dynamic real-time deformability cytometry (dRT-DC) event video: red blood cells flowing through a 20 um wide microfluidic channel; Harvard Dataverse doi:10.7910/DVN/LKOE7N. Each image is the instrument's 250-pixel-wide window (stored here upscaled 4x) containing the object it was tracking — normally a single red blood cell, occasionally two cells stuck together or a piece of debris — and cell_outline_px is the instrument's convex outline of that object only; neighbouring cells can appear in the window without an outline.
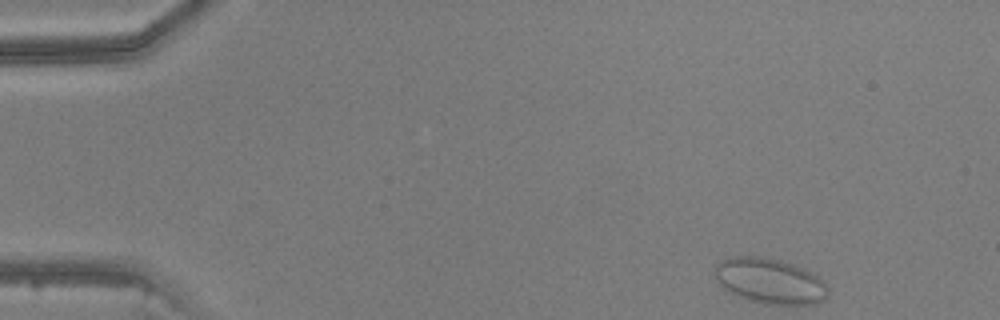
{"species": "common noctule bat (a hibernating species)", "species_latin": "Nyctalus noctula", "temperature_condition": "warm", "stored_images_in_passage": 43, "camera_frame_rate_fps": 3000, "um_per_image_px": 0.085, "animal": {"sex": "male", "body_mass_g": 20.5, "forearm_length_mm": 52.5}, "frame": {"image": 1, "passage_image": 1, "time_ms": 0.0, "image_size_px": [1000, 320], "cell_outline_px": [[828, 296], [824, 300], [816, 304], [764, 304], [748, 300], [728, 292], [716, 280], [716, 264], [720, 260], [732, 256], [756, 256], [776, 260], [792, 264], [804, 268], [816, 276], [824, 284], [828, 292]], "centroid_in_image_um": [65.41, 23.9], "position_along_channel_um": 19.6, "area_um2": 29.71}}
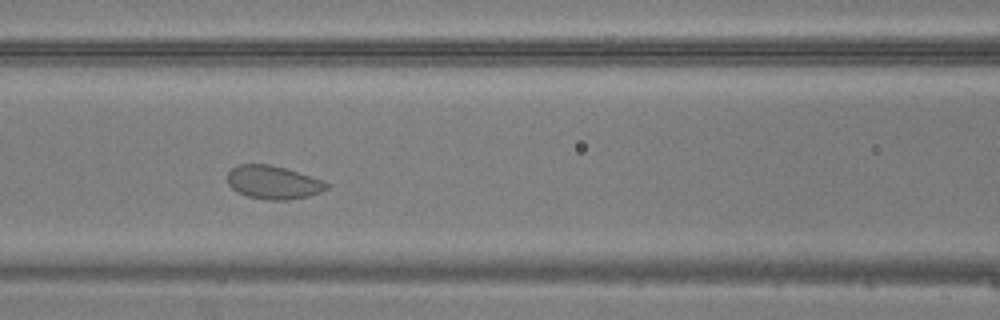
{"frame": {"image": 2, "passage_image": 17, "time_ms": 5.333, "image_size_px": [1000, 320], "cell_outline_px": [[328, 188], [320, 192], [308, 196], [288, 200], [264, 200], [248, 196], [232, 188], [228, 184], [228, 172], [236, 164], [268, 164], [284, 168], [320, 180], [328, 184]], "centroid_in_image_um": [23.18, 15.51], "position_along_channel_um": 143.4, "area_um2": 18.96}}
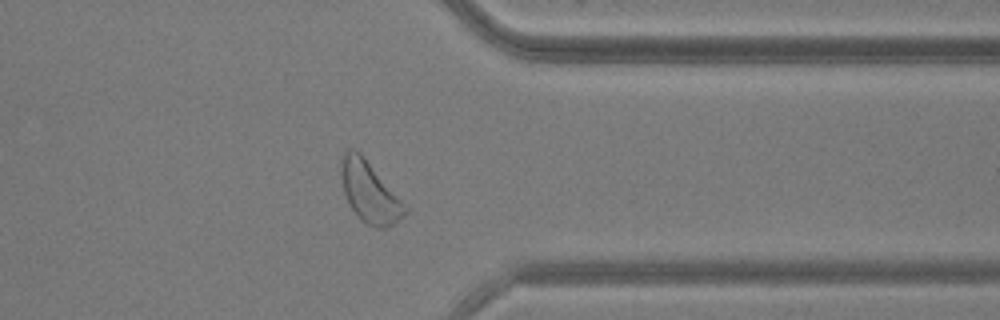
{"frame": {"image": 3, "passage_image": 34, "time_ms": 11.0, "image_size_px": [1000, 320], "cell_outline_px": [[408, 212], [404, 216], [392, 224], [384, 228], [376, 228], [360, 220], [348, 204], [344, 192], [340, 176], [340, 168], [344, 152], [348, 148], [352, 148], [360, 152], [408, 208]], "centroid_in_image_um": [31.38, 16.33], "position_along_channel_um": 380.0, "area_um2": 22.48}}